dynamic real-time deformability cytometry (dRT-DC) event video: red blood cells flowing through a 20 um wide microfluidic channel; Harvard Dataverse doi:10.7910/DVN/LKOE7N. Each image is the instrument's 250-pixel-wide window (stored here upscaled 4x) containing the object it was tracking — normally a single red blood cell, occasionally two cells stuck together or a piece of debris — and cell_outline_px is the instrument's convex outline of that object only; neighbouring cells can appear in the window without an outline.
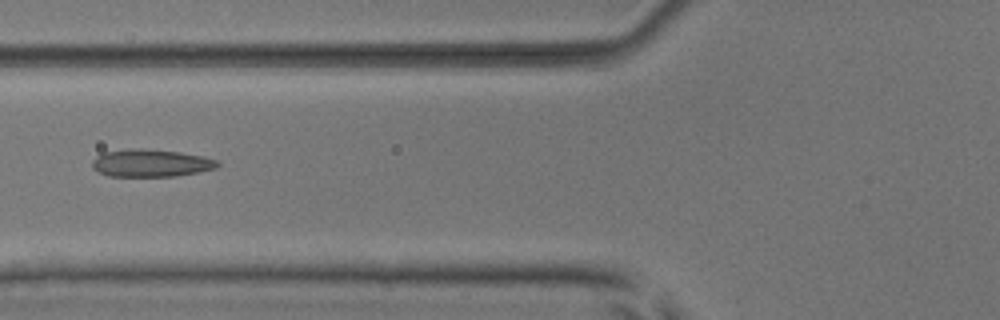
{"species": "common noctule bat (a hibernating species)", "species_latin": "Nyctalus noctula", "temperature_condition": "room temperature", "stored_images_in_passage": 8, "camera_frame_rate_fps": 3000, "um_per_image_px": 0.085, "animal": {"sex": "male", "body_mass_g": 17.9, "forearm_length_mm": 54.2}, "frame": {"image": 1, "passage_image": 6, "time_ms": 1.667, "image_size_px": [1000, 320], "cell_outline_px": [[220, 164], [216, 168], [176, 176], [108, 176], [92, 168], [92, 160], [96, 156], [104, 152], [132, 148], [144, 148], [180, 152], [204, 156], [216, 160]], "centroid_in_image_um": [12.81, 13.85], "position_along_channel_um": 113.0, "area_um2": 20.11}}
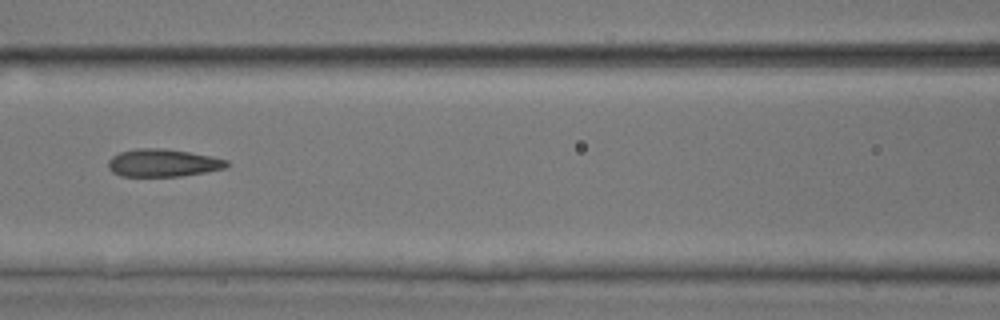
{"frame": {"image": 2, "passage_image": 7, "time_ms": 2.0, "image_size_px": [1000, 320], "cell_outline_px": [[228, 168], [180, 176], [120, 176], [112, 172], [108, 168], [108, 160], [112, 156], [120, 152], [136, 148], [160, 148], [188, 152], [212, 156], [228, 160]], "centroid_in_image_um": [13.84, 13.85], "position_along_channel_um": 152.8, "area_um2": 19.13}}
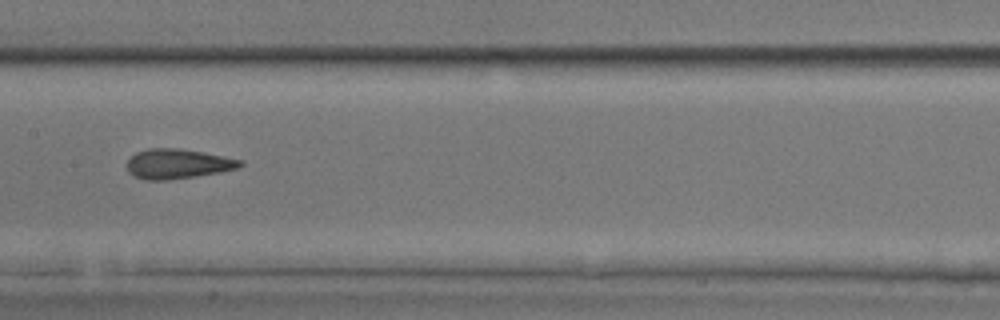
{"frame": {"image": 3, "passage_image": 8, "time_ms": 2.333, "image_size_px": [1000, 320], "cell_outline_px": [[244, 164], [240, 168], [220, 172], [168, 180], [144, 180], [128, 172], [128, 160], [136, 152], [148, 148], [180, 148], [240, 160]], "centroid_in_image_um": [15.08, 13.93], "position_along_channel_um": 192.3, "area_um2": 19.36}}